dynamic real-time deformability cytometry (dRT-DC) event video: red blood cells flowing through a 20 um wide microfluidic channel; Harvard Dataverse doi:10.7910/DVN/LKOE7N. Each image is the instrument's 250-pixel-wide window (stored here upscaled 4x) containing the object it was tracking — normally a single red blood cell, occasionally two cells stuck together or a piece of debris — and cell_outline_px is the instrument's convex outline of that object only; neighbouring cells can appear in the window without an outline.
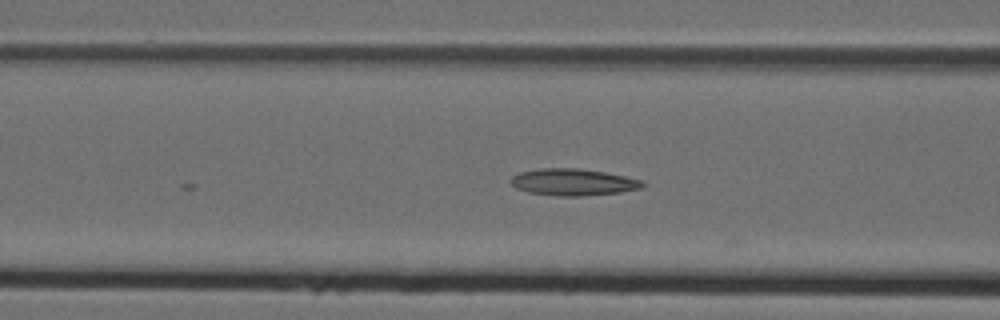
{"species": "Egyptian fruit bat (a non-hibernating species)", "species_latin": "Rousettus aegyptiacus", "temperature_condition": "cold", "stored_images_in_passage": 6, "camera_frame_rate_fps": 3000, "um_per_image_px": 0.085, "animal": {"sex": "female"}, "frame": {"image": 1, "passage_image": 6, "time_ms": 1.667, "image_size_px": [1000, 320], "cell_outline_px": [[648, 184], [644, 188], [620, 192], [580, 196], [556, 196], [528, 192], [516, 188], [508, 180], [512, 176], [520, 172], [540, 168], [580, 168], [604, 172], [624, 176], [640, 180]], "centroid_in_image_um": [48.72, 15.48], "position_along_channel_um": 117.9, "area_um2": 20.69}}